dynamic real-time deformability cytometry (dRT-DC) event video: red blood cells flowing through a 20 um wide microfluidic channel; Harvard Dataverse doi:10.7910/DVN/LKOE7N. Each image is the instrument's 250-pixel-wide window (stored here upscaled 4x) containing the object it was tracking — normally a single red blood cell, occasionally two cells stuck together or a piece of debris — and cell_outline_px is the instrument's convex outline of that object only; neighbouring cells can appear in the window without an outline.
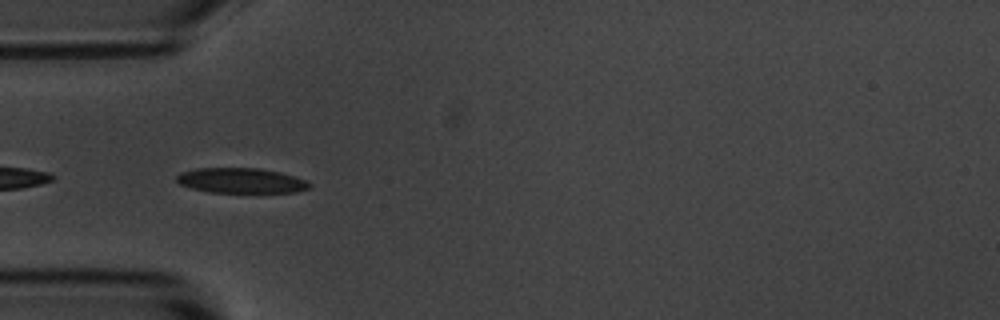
{"species": "common noctule bat (a hibernating species)", "species_latin": "Nyctalus noctula", "temperature_condition": "room temperature", "stored_images_in_passage": 10, "camera_frame_rate_fps": 3000, "um_per_image_px": 0.085, "animal": {"sex": "male", "body_mass_g": 20.1, "forearm_length_mm": 53.5}, "frame": {"image": 1, "passage_image": 4, "time_ms": 4.333, "image_size_px": [1000, 320], "cell_outline_px": [[312, 184], [308, 188], [296, 192], [208, 192], [192, 188], [180, 184], [176, 180], [176, 176], [180, 172], [196, 168], [260, 168], [280, 172], [304, 180]], "centroid_in_image_um": [20.45, 15.34], "position_along_channel_um": 64.6, "area_um2": 19.31}}
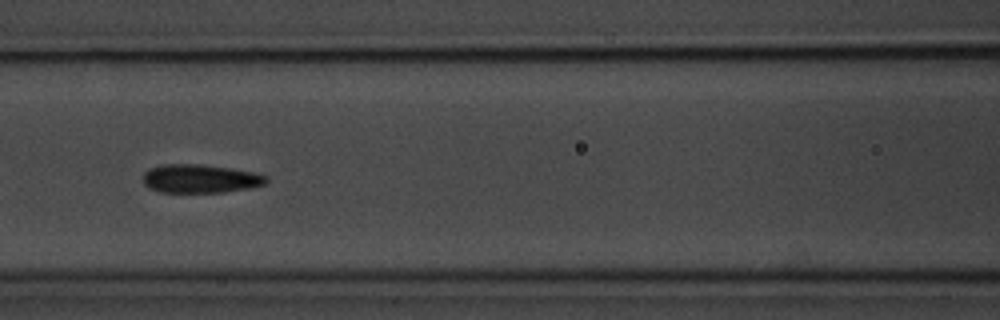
{"frame": {"image": 2, "passage_image": 6, "time_ms": 6.667, "image_size_px": [1000, 320], "cell_outline_px": [[268, 180], [264, 184], [252, 188], [224, 192], [160, 192], [148, 188], [144, 184], [144, 172], [148, 168], [164, 164], [200, 164], [232, 168], [252, 172], [268, 176]], "centroid_in_image_um": [17.02, 15.18], "position_along_channel_um": 149.6, "area_um2": 20.63}}
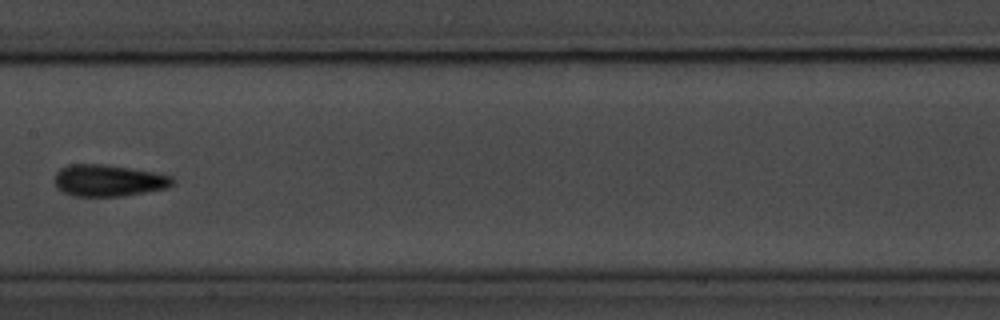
{"frame": {"image": 3, "passage_image": 7, "time_ms": 8.0, "image_size_px": [1000, 320], "cell_outline_px": [[176, 180], [168, 188], [124, 196], [76, 196], [64, 192], [56, 188], [56, 172], [60, 168], [72, 164], [104, 164], [152, 172], [172, 176]], "centroid_in_image_um": [9.24, 15.35], "position_along_channel_um": 198.2, "area_um2": 21.68}}